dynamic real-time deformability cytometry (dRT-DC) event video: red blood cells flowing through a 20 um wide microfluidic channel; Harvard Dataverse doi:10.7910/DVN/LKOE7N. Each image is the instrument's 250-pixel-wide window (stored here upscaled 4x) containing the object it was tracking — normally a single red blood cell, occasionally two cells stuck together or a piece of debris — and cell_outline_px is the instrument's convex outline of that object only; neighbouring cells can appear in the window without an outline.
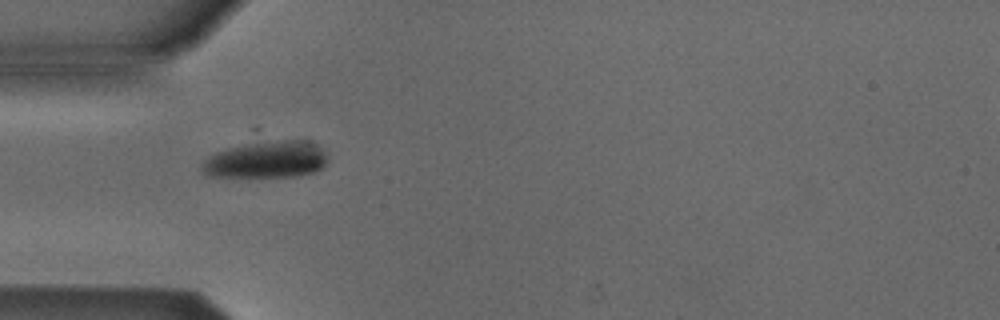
{"species": "Egyptian fruit bat (a non-hibernating species)", "species_latin": "Rousettus aegyptiacus", "temperature_condition": "cold", "stored_images_in_passage": 2, "camera_frame_rate_fps": 3000, "um_per_image_px": 0.085, "animal": {"sex": "male"}, "frame": {"image": 1, "passage_image": 1, "time_ms": 0.0, "image_size_px": [1000, 320], "cell_outline_px": [[328, 164], [324, 168], [316, 172], [300, 176], [248, 180], [208, 176], [200, 168], [204, 160], [216, 152], [228, 148], [260, 140], [308, 140], [316, 144], [328, 156]], "centroid_in_image_um": [22.65, 13.62], "position_along_channel_um": 62.3, "area_um2": 28.67}}
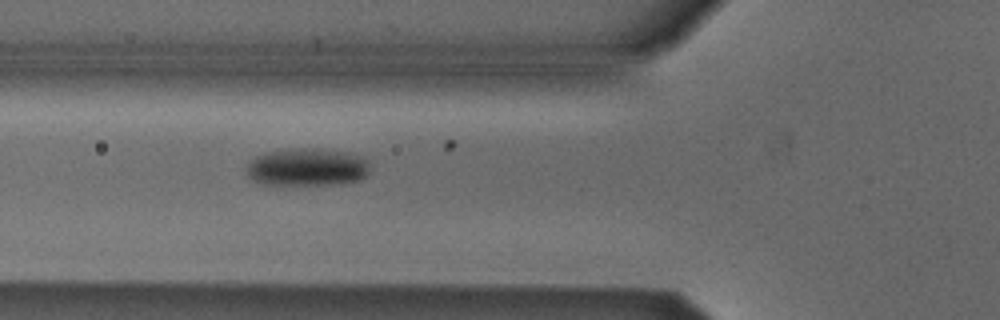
{"frame": {"image": 2, "passage_image": 2, "time_ms": 0.333, "image_size_px": [1000, 320], "cell_outline_px": [[368, 172], [360, 180], [340, 184], [276, 188], [252, 180], [248, 176], [248, 164], [256, 156], [268, 152], [300, 148], [312, 148], [348, 152], [360, 156], [368, 160]], "centroid_in_image_um": [26.09, 14.27], "position_along_channel_um": 99.7, "area_um2": 27.92}}